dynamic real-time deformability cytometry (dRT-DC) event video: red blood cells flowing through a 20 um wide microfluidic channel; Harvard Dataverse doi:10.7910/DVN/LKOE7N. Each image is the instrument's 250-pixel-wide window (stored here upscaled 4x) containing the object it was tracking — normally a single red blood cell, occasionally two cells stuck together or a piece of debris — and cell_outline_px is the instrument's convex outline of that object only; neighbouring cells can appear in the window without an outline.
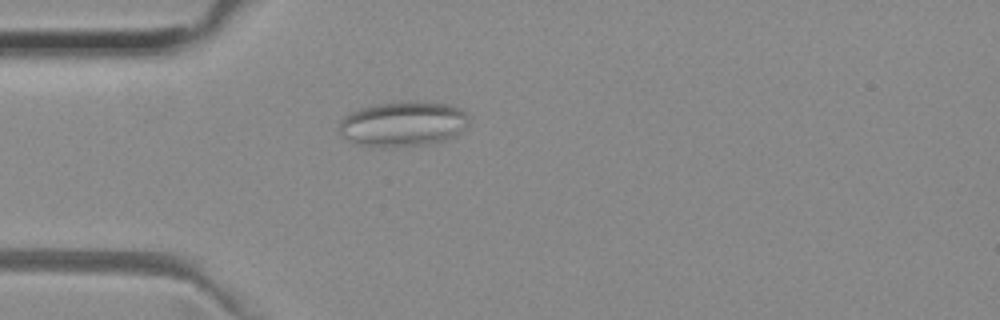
{"species": "common noctule bat (a hibernating species)", "species_latin": "Nyctalus noctula", "temperature_condition": "room temperature", "stored_images_in_passage": 33, "camera_frame_rate_fps": 3000, "um_per_image_px": 0.085, "animal": {"sex": "female", "body_mass_g": 29.2, "forearm_length_mm": 56.3}, "frame": {"image": 1, "passage_image": 1, "time_ms": 0.0, "image_size_px": [1000, 320], "cell_outline_px": [[468, 124], [456, 136], [444, 140], [424, 144], [392, 148], [384, 148], [364, 144], [348, 140], [340, 136], [340, 120], [344, 116], [360, 108], [372, 104], [412, 100], [416, 100], [448, 104], [460, 108], [468, 116]], "centroid_in_image_um": [34.26, 10.52], "position_along_channel_um": 50.7, "area_um2": 34.39}}
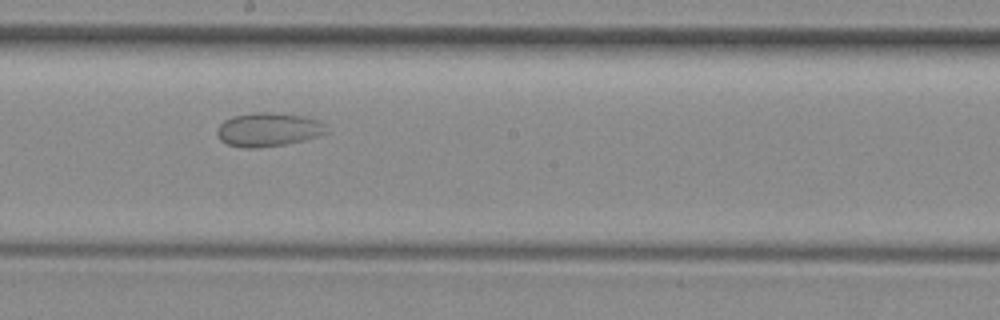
{"frame": {"image": 2, "passage_image": 15, "time_ms": 4.667, "image_size_px": [1000, 320], "cell_outline_px": [[328, 132], [320, 136], [304, 140], [284, 144], [256, 148], [244, 148], [228, 144], [220, 140], [216, 132], [216, 128], [224, 120], [232, 116], [256, 112], [276, 112], [308, 116], [320, 120], [324, 124]], "centroid_in_image_um": [22.82, 11.0], "position_along_channel_um": 225.4, "area_um2": 21.85}}
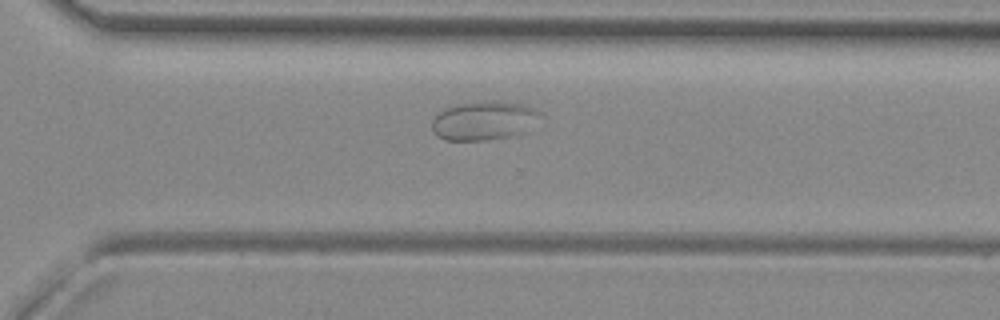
{"frame": {"image": 3, "passage_image": 23, "time_ms": 7.333, "image_size_px": [1000, 320], "cell_outline_px": [[540, 116], [524, 132], [512, 136], [484, 140], [444, 140], [436, 136], [432, 132], [432, 120], [444, 108], [456, 104], [484, 100], [492, 100], [524, 104], [536, 108], [540, 112]], "centroid_in_image_um": [41.1, 10.24], "position_along_channel_um": 329.5, "area_um2": 24.74}}